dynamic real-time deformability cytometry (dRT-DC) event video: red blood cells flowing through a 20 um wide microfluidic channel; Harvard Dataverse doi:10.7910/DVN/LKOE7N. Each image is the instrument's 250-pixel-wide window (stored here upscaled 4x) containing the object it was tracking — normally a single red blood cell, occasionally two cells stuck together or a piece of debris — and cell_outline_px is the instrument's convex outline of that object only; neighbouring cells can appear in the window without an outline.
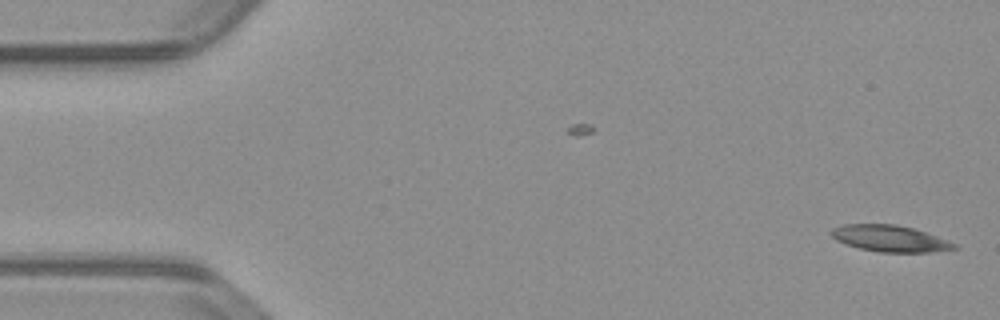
{"species": "common noctule bat (a hibernating species)", "species_latin": "Nyctalus noctula", "temperature_condition": "warm", "stored_images_in_passage": 53, "camera_frame_rate_fps": 3000, "um_per_image_px": 0.085, "animal": {"sex": "male", "body_mass_g": 23.1, "forearm_length_mm": 52.7}, "frame": {"image": 1, "passage_image": 1, "time_ms": 0.0, "image_size_px": [1000, 320], "cell_outline_px": [[960, 248], [928, 252], [880, 252], [860, 248], [836, 240], [832, 236], [832, 228], [844, 224], [896, 224], [912, 228], [948, 240], [956, 244]], "centroid_in_image_um": [75.66, 20.27], "position_along_channel_um": 9.3, "area_um2": 18.67}}
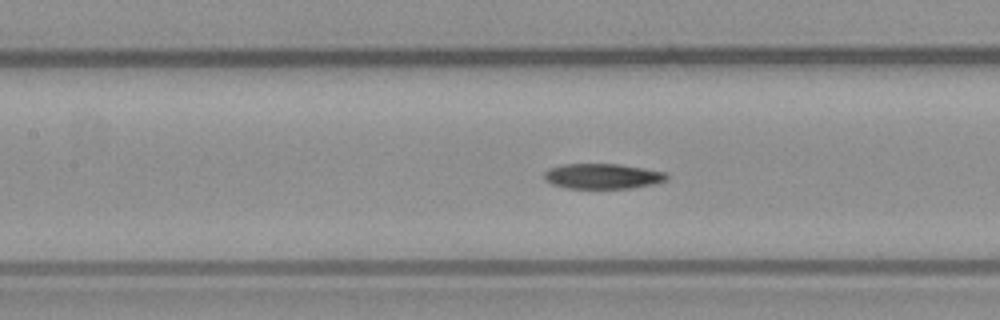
{"frame": {"image": 2, "passage_image": 23, "time_ms": 7.333, "image_size_px": [1000, 320], "cell_outline_px": [[668, 180], [652, 184], [632, 188], [568, 188], [552, 184], [544, 180], [544, 172], [548, 168], [560, 164], [620, 164], [668, 172]], "centroid_in_image_um": [51.22, 14.97], "position_along_channel_um": 156.2, "area_um2": 18.21}}
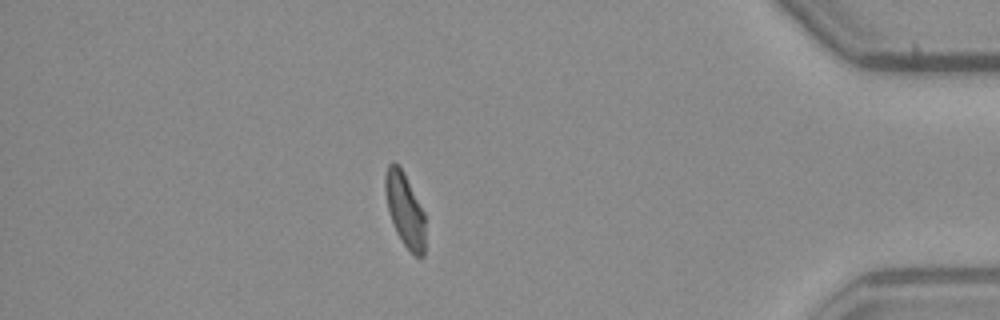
{"frame": {"image": 3, "passage_image": 46, "time_ms": 15.0, "image_size_px": [1000, 320], "cell_outline_px": [[424, 256], [416, 256], [404, 244], [396, 232], [388, 208], [384, 188], [384, 176], [388, 164], [392, 160], [404, 172], [424, 212]], "centroid_in_image_um": [34.4, 17.78], "position_along_channel_um": 400.8, "area_um2": 16.94}, "authors_computed_cell_mechanics": {"area_um2": 18.9006, "velocity_mm_per_s": 3.796, "shape_relaxation_time_tau1_ms": null, "shape_relaxation_time_tau2_ms": 4.434, "deformation_change_tau1": null, "deformation_change_tau2": 0.1137}}